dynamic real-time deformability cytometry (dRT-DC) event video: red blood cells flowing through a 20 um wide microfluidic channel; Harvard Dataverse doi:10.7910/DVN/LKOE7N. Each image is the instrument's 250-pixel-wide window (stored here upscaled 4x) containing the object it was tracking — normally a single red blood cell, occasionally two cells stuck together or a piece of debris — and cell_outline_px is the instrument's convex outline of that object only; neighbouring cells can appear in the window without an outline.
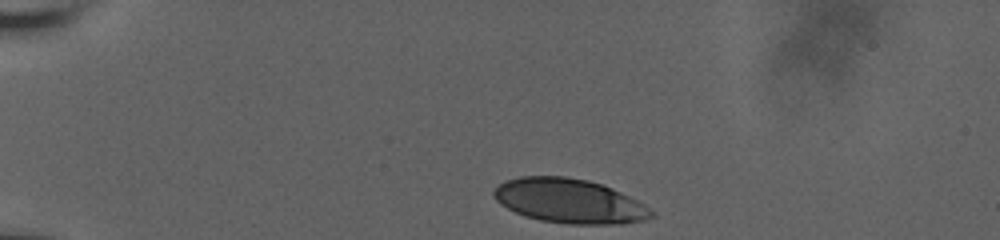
{"species": "human", "species_latin": "Homo sapiens", "temperature_condition": "room temperature", "stored_images_in_passage": 36, "camera_frame_rate_fps": 3000, "um_per_image_px": 0.085, "donor": {"sex": "male"}, "frame": {"image": 1, "passage_image": 1, "time_ms": 0.0, "image_size_px": [1000, 240], "cell_outline_px": [[656, 216], [644, 220], [620, 224], [568, 224], [540, 220], [524, 216], [500, 204], [496, 200], [492, 192], [500, 184], [508, 180], [520, 176], [564, 176], [588, 180], [612, 188], [644, 204], [656, 212]], "centroid_in_image_um": [48.42, 17.09], "position_along_channel_um": 36.6, "area_um2": 40.69}}
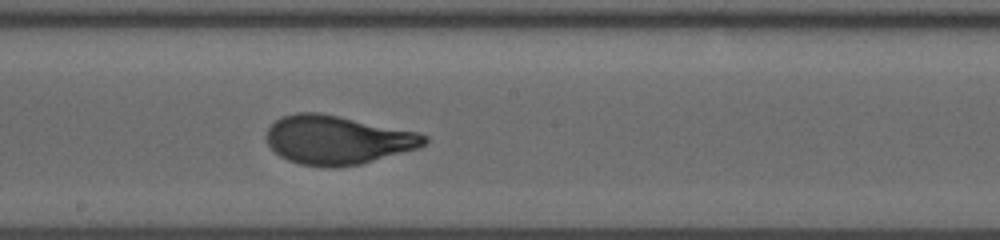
{"frame": {"image": 2, "passage_image": 21, "time_ms": 6.667, "image_size_px": [1000, 240], "cell_outline_px": [[428, 140], [420, 148], [360, 164], [336, 168], [324, 168], [300, 164], [288, 160], [280, 156], [268, 144], [264, 136], [268, 128], [276, 120], [284, 116], [296, 112], [320, 112], [420, 132], [428, 136]], "centroid_in_image_um": [28.69, 11.9], "position_along_channel_um": 219.5, "area_um2": 45.32}}
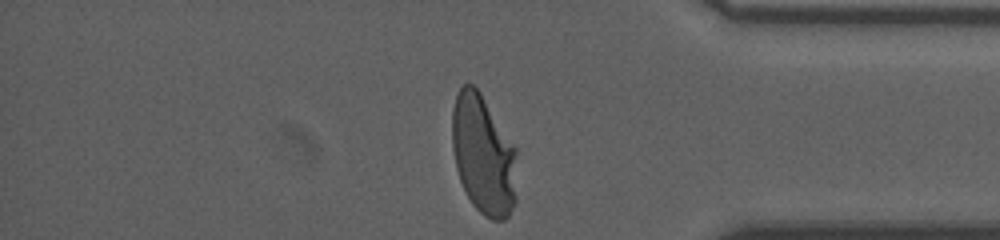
{"frame": {"image": 3, "passage_image": 36, "time_ms": 11.667, "image_size_px": [1000, 240], "cell_outline_px": [[516, 200], [508, 216], [504, 220], [492, 220], [484, 216], [472, 204], [460, 180], [456, 168], [452, 148], [452, 108], [456, 96], [460, 88], [464, 84], [472, 84], [480, 92], [516, 148]], "centroid_in_image_um": [41.08, 13.18], "position_along_channel_um": 394.1, "area_um2": 45.2}, "authors_computed_cell_mechanics": {"area_um2": 44.1014, "velocity_mm_per_s": 3.7923, "shape_relaxation_time_tau1_ms": 4.2204, "shape_relaxation_time_tau2_ms": null, "deformation_change_tau1": 0.1996, "deformation_change_tau2": null}}